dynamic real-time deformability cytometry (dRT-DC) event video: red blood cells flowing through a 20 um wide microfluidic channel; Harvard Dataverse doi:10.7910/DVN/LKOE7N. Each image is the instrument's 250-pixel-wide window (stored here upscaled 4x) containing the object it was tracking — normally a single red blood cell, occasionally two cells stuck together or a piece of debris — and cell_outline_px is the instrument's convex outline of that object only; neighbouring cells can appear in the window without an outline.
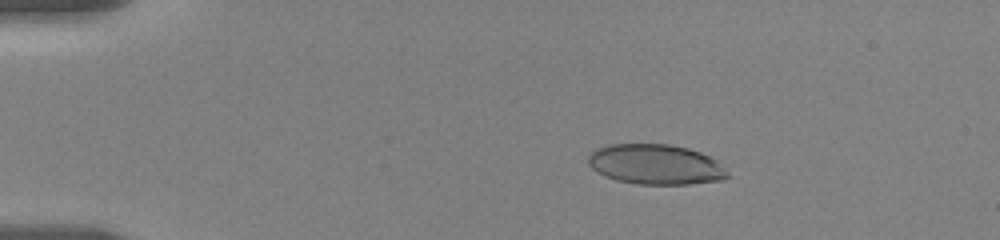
{"species": "human", "species_latin": "Homo sapiens", "temperature_condition": "room temperature", "stored_images_in_passage": 32, "camera_frame_rate_fps": 3000, "um_per_image_px": 0.085, "donor": {"sex": "female"}, "frame": {"image": 1, "passage_image": 6, "time_ms": 3.0, "image_size_px": [1000, 240], "cell_outline_px": [[732, 176], [724, 180], [688, 184], [636, 184], [616, 180], [604, 176], [596, 172], [588, 164], [588, 156], [596, 148], [608, 144], [668, 144], [688, 148], [700, 152], [716, 160]], "centroid_in_image_um": [55.72, 13.98], "position_along_channel_um": 29.3, "area_um2": 32.83}}
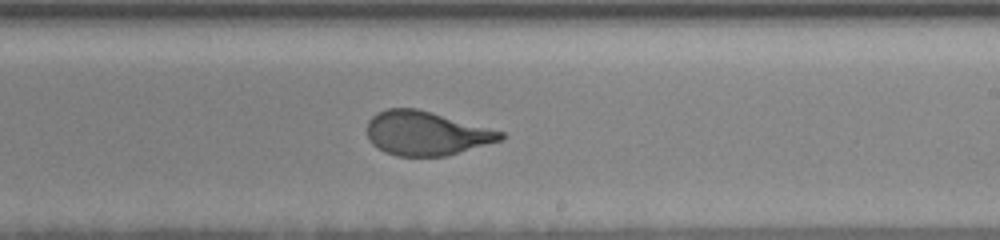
{"frame": {"image": 2, "passage_image": 20, "time_ms": 11.333, "image_size_px": [1000, 240], "cell_outline_px": [[504, 140], [444, 156], [396, 156], [376, 148], [368, 140], [368, 120], [376, 112], [388, 108], [416, 108], [432, 112], [504, 132]], "centroid_in_image_um": [36.21, 11.33], "position_along_channel_um": 252.8, "area_um2": 34.28}}
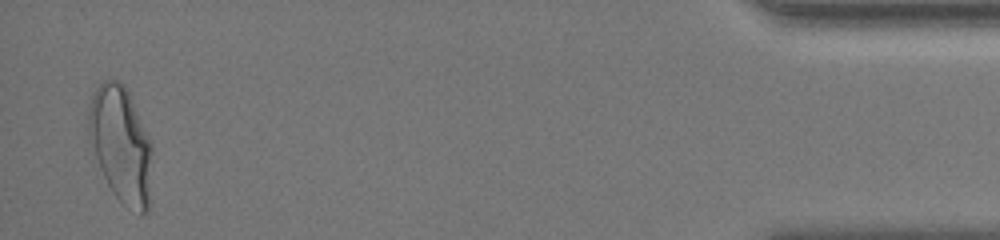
{"frame": {"image": 3, "passage_image": 32, "time_ms": 18.333, "image_size_px": [1000, 240], "cell_outline_px": [[152, 148], [148, 212], [144, 216], [140, 216], [124, 204], [112, 192], [100, 168], [88, 140], [88, 112], [92, 96], [96, 88], [104, 80], [120, 80], [128, 92], [152, 140]], "centroid_in_image_um": [10.29, 12.3], "position_along_channel_um": 424.9, "area_um2": 43.18}, "authors_computed_cell_mechanics": {"area_um2": 35.1424, "velocity_mm_per_s": 3.51, "shape_relaxation_time_tau1_ms": 4.5461, "shape_relaxation_time_tau2_ms": null, "deformation_change_tau1": 0.1755, "deformation_change_tau2": null}}